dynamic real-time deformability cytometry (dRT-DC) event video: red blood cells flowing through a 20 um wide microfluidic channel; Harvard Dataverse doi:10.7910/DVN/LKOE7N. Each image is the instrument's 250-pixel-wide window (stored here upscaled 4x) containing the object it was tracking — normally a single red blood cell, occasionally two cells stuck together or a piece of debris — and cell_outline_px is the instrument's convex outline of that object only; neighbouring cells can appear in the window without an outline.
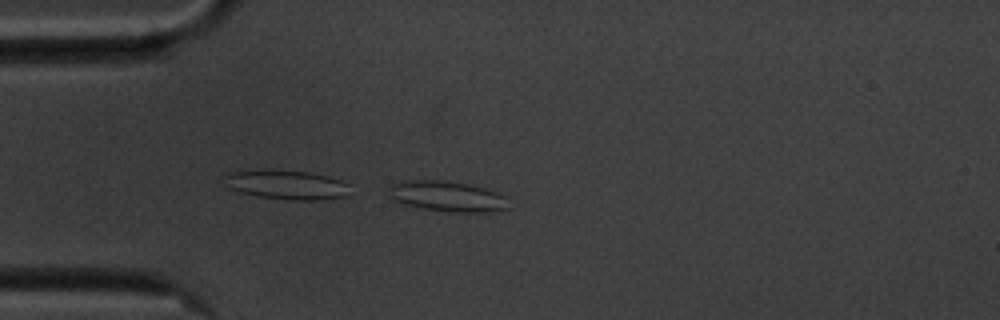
{"species": "common noctule bat (a hibernating species)", "species_latin": "Nyctalus noctula", "temperature_condition": "cold", "stored_images_in_passage": 13, "camera_frame_rate_fps": 3000, "um_per_image_px": 0.085, "animal": {"sex": "male", "body_mass_g": 20.1, "forearm_length_mm": 53.5}, "frame": {"image": 1, "passage_image": 13, "time_ms": 4.0, "image_size_px": [1000, 320], "cell_outline_px": [[508, 208], [484, 212], [460, 212], [424, 208], [404, 204], [392, 200], [388, 188], [392, 184], [404, 180], [440, 180], [468, 184], [484, 188], [496, 192], [504, 196]], "centroid_in_image_um": [37.96, 16.67], "position_along_channel_um": 47.0, "area_um2": 20.87}}